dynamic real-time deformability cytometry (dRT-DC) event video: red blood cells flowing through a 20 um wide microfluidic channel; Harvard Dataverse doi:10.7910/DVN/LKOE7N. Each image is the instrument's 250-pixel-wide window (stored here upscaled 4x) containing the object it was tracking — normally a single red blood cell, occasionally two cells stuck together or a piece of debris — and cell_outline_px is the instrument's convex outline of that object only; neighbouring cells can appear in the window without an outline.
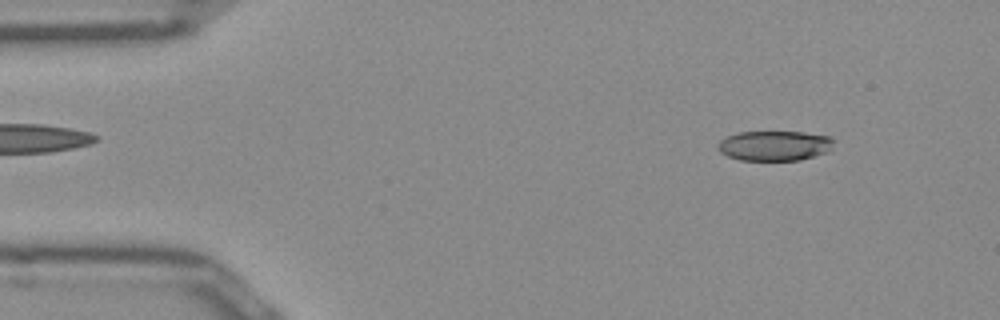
{"species": "Egyptian fruit bat (a non-hibernating species)", "species_latin": "Rousettus aegyptiacus", "temperature_condition": "room temperature", "stored_images_in_passage": 50, "camera_frame_rate_fps": 3000, "um_per_image_px": 0.085, "frame": {"image": 1, "passage_image": 5, "time_ms": 1.333, "image_size_px": [1000, 320], "cell_outline_px": [[836, 140], [832, 148], [828, 152], [800, 160], [740, 160], [728, 156], [720, 152], [716, 148], [716, 144], [720, 140], [728, 136], [740, 132], [804, 132], [832, 136]], "centroid_in_image_um": [65.87, 12.38], "position_along_channel_um": 19.1, "area_um2": 20.52}}
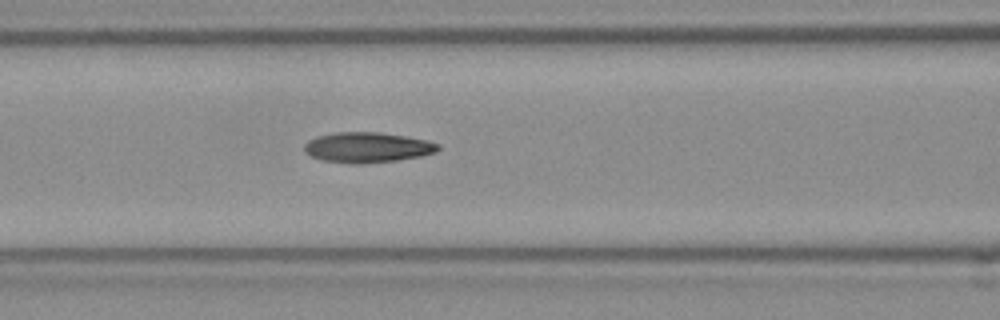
{"frame": {"image": 2, "passage_image": 20, "time_ms": 6.333, "image_size_px": [1000, 320], "cell_outline_px": [[440, 148], [436, 152], [420, 156], [396, 160], [360, 164], [348, 164], [320, 160], [304, 152], [304, 144], [308, 140], [316, 136], [336, 132], [380, 132], [428, 140], [440, 144]], "centroid_in_image_um": [31.2, 12.53], "position_along_channel_um": 135.4, "area_um2": 23.81}}
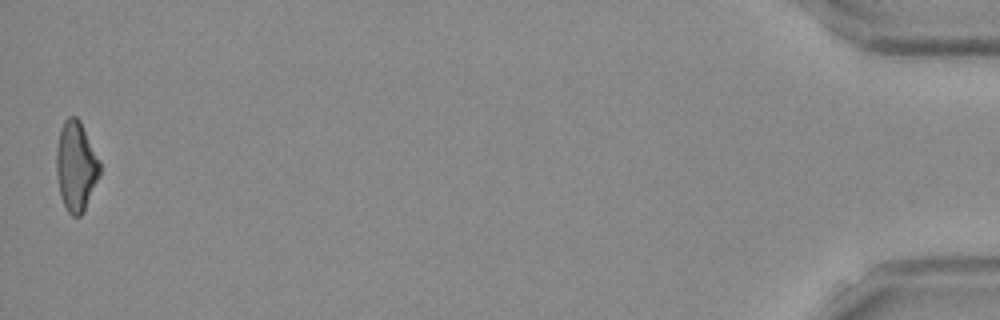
{"frame": {"image": 3, "passage_image": 50, "time_ms": 16.333, "image_size_px": [1000, 320], "cell_outline_px": [[100, 176], [84, 212], [80, 216], [72, 216], [68, 212], [60, 196], [56, 172], [56, 148], [60, 128], [64, 120], [68, 116], [76, 116], [80, 120], [100, 160]], "centroid_in_image_um": [6.46, 14.12], "position_along_channel_um": 428.7, "area_um2": 23.06}, "authors_computed_cell_mechanics": {"area_um2": 22.7732, "velocity_mm_per_s": 3.9339, "shape_relaxation_time_tau1_ms": null, "shape_relaxation_time_tau2_ms": 3.9175, "deformation_change_tau1": null, "deformation_change_tau2": 0.1294}}